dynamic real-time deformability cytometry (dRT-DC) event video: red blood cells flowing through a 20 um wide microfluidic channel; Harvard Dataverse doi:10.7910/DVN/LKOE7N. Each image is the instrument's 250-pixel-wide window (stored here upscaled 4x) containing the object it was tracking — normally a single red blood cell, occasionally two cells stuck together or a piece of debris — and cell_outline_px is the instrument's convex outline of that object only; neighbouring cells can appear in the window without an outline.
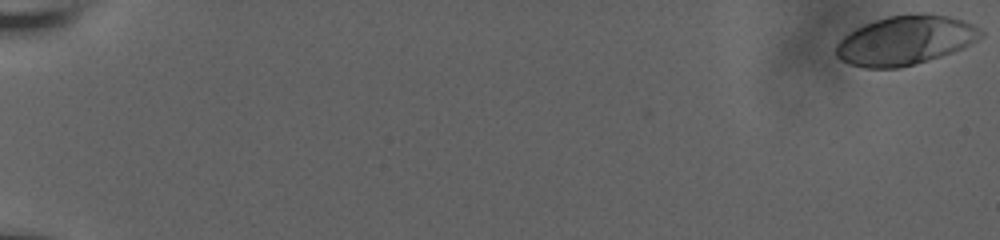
{"species": "human", "species_latin": "Homo sapiens", "temperature_condition": "room temperature", "stored_images_in_passage": 40, "camera_frame_rate_fps": 3000, "um_per_image_px": 0.085, "donor": {"sex": "male"}, "frame": {"image": 1, "passage_image": 1, "time_ms": 0.0, "image_size_px": [1000, 240], "cell_outline_px": [[984, 36], [952, 52], [928, 60], [900, 68], [864, 68], [848, 64], [840, 60], [836, 56], [836, 44], [844, 36], [856, 28], [864, 24], [888, 16], [924, 12], [928, 12], [948, 16], [964, 20], [980, 28], [984, 32]], "centroid_in_image_um": [76.94, 3.42], "position_along_channel_um": 8.1, "area_um2": 41.62}}
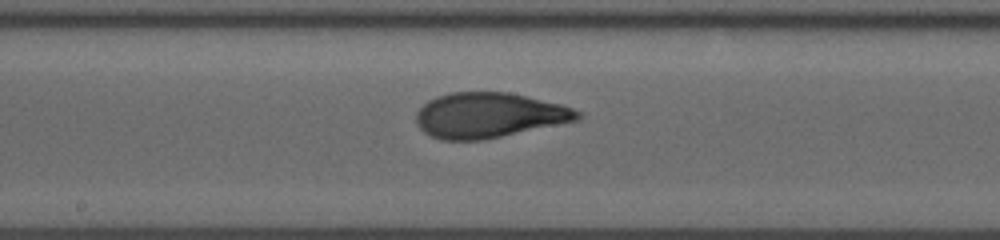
{"frame": {"image": 2, "passage_image": 22, "time_ms": 7.0, "image_size_px": [1000, 240], "cell_outline_px": [[584, 116], [580, 120], [480, 140], [440, 140], [424, 132], [420, 128], [416, 120], [416, 112], [428, 100], [436, 96], [452, 92], [508, 92], [560, 104], [584, 112]], "centroid_in_image_um": [41.57, 9.79], "position_along_channel_um": 206.6, "area_um2": 42.37}}
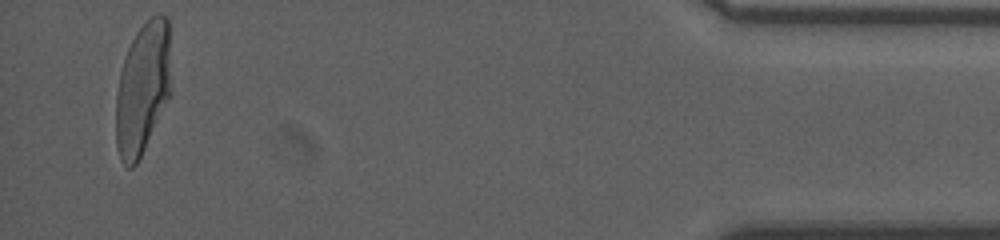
{"frame": {"image": 3, "passage_image": 40, "time_ms": 13.0, "image_size_px": [1000, 240], "cell_outline_px": [[172, 92], [136, 164], [132, 168], [128, 168], [120, 160], [116, 148], [116, 92], [120, 72], [128, 48], [136, 32], [152, 16], [160, 12], [168, 16], [172, 88]], "centroid_in_image_um": [12.15, 7.49], "position_along_channel_um": 423.1, "area_um2": 42.83}, "authors_computed_cell_mechanics": {"area_um2": 41.9339, "velocity_mm_per_s": 3.7255, "shape_relaxation_time_tau1_ms": 3.2699, "shape_relaxation_time_tau2_ms": 0.5666, "deformation_change_tau1": 0.1982, "deformation_change_tau2": 0.073}}